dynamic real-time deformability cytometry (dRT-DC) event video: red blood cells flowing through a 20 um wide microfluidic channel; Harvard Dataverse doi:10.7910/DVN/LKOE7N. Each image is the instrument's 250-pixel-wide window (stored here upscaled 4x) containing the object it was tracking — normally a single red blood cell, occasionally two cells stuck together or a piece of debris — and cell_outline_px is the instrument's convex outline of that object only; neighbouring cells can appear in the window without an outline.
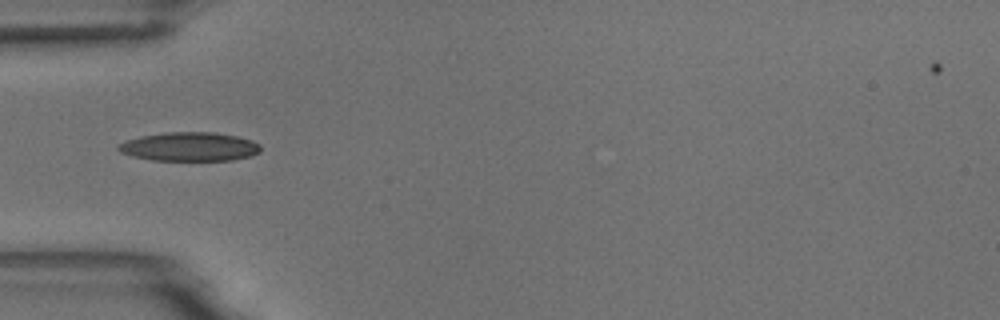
{"species": "common noctule bat (a hibernating species)", "species_latin": "Nyctalus noctula", "temperature_condition": "room temperature", "stored_images_in_passage": 2, "camera_frame_rate_fps": 3000, "um_per_image_px": 0.085, "animal": {"sex": "male", "body_mass_g": 18.8}, "frame": {"image": 1, "passage_image": 1, "time_ms": 0.0, "image_size_px": [1000, 320], "cell_outline_px": [[260, 152], [248, 156], [232, 160], [152, 160], [132, 156], [120, 152], [116, 148], [124, 140], [144, 136], [168, 132], [212, 132], [236, 136], [252, 140], [260, 144]], "centroid_in_image_um": [16.1, 12.47], "position_along_channel_um": 68.9, "area_um2": 23.76}}